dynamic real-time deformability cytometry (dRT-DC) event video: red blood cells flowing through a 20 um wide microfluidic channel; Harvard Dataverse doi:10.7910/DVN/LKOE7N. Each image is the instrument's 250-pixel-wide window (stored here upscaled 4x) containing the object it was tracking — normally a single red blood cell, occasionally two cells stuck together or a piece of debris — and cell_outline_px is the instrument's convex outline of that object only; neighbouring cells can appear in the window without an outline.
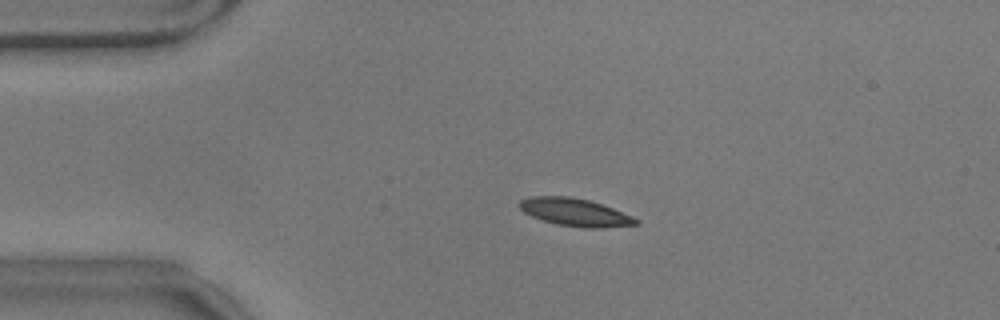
{"species": "common noctule bat (a hibernating species)", "species_latin": "Nyctalus noctula", "temperature_condition": "warm", "stored_images_in_passage": 47, "camera_frame_rate_fps": 3000, "um_per_image_px": 0.085, "animal": {"sex": "male", "body_mass_g": 17.9}, "frame": {"image": 1, "passage_image": 2, "time_ms": 0.333, "image_size_px": [1000, 320], "cell_outline_px": [[640, 224], [600, 228], [584, 228], [556, 224], [532, 216], [524, 212], [516, 204], [520, 200], [528, 196], [568, 196], [588, 200], [612, 208], [632, 216], [640, 220]], "centroid_in_image_um": [48.86, 18.04], "position_along_channel_um": 36.1, "area_um2": 18.79}}
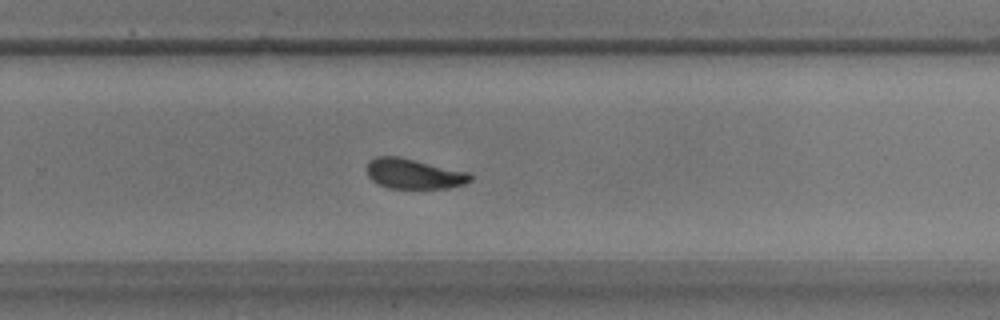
{"frame": {"image": 2, "passage_image": 27, "time_ms": 8.667, "image_size_px": [1000, 320], "cell_outline_px": [[472, 180], [464, 184], [448, 188], [388, 188], [372, 180], [368, 176], [368, 160], [376, 156], [400, 156], [468, 172], [472, 176]], "centroid_in_image_um": [35.18, 14.76], "position_along_channel_um": 294.6, "area_um2": 18.15}}
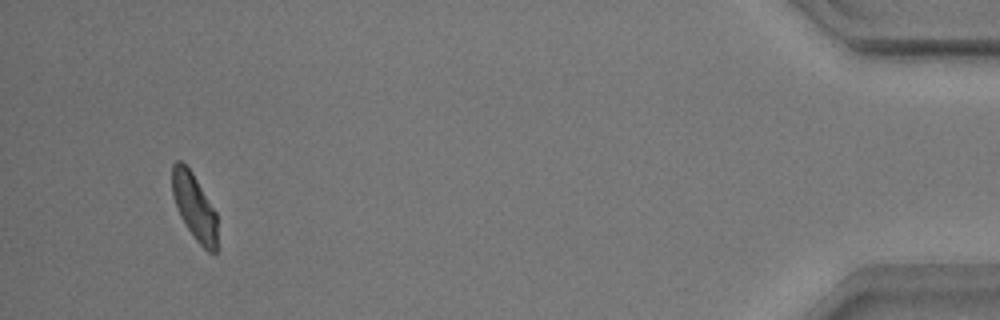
{"frame": {"image": 3, "passage_image": 44, "time_ms": 14.333, "image_size_px": [1000, 320], "cell_outline_px": [[216, 252], [208, 252], [196, 240], [180, 216], [172, 192], [172, 164], [176, 160], [180, 160], [192, 172], [216, 212]], "centroid_in_image_um": [16.51, 17.54], "position_along_channel_um": 418.7, "area_um2": 17.05}, "authors_computed_cell_mechanics": {"area_um2": 18.785, "velocity_mm_per_s": 3.511, "shape_relaxation_time_tau1_ms": 3.3978, "shape_relaxation_time_tau2_ms": 2.2873, "deformation_change_tau1": 0.1401, "deformation_change_tau2": 0.0949}}